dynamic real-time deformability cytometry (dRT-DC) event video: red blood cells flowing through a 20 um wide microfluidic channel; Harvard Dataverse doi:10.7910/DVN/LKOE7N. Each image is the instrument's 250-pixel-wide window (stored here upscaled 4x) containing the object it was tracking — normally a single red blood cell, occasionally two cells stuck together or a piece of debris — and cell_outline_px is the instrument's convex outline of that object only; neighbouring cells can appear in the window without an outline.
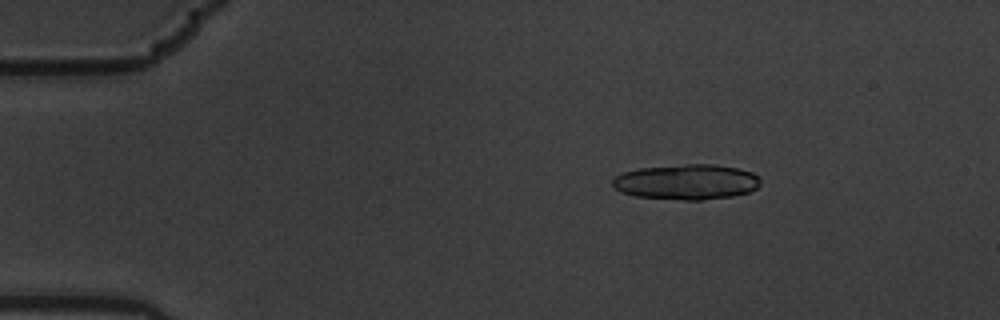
{"species": "common noctule bat (a hibernating species)", "species_latin": "Nyctalus noctula", "temperature_condition": "warm", "stored_images_in_passage": 6, "camera_frame_rate_fps": 3000, "um_per_image_px": 0.085, "animal": {"sex": "male", "body_mass_g": 19.5, "forearm_length_mm": 54.6}, "frame": {"image": 1, "passage_image": 3, "time_ms": 0.667, "image_size_px": [1000, 320], "cell_outline_px": [[760, 184], [756, 188], [748, 192], [732, 196], [700, 200], [684, 200], [636, 196], [620, 192], [612, 184], [612, 180], [616, 176], [624, 172], [640, 168], [688, 164], [716, 164], [736, 168], [752, 172], [760, 180]], "centroid_in_image_um": [58.35, 15.46], "position_along_channel_um": 26.6, "area_um2": 30.23}}